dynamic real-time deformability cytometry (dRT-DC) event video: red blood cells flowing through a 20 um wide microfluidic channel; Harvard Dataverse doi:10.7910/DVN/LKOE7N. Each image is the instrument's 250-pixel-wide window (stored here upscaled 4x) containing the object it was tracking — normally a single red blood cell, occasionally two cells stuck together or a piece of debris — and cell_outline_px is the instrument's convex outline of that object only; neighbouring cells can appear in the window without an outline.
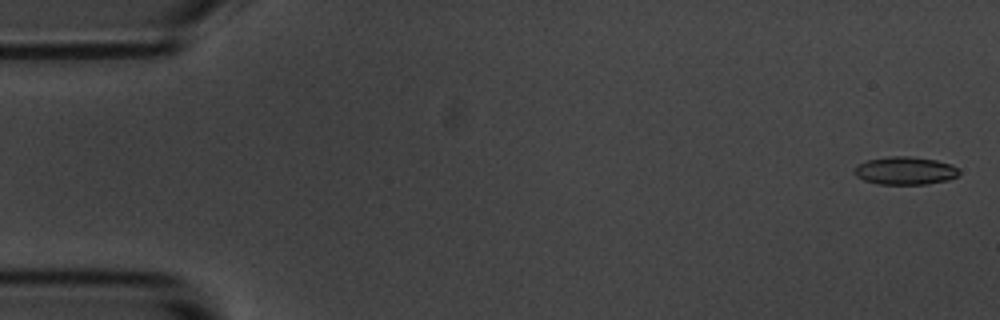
{"species": "common noctule bat (a hibernating species)", "species_latin": "Nyctalus noctula", "temperature_condition": "room temperature", "stored_images_in_passage": 8, "camera_frame_rate_fps": 3000, "um_per_image_px": 0.085, "animal": {"sex": "male", "body_mass_g": 20.1, "forearm_length_mm": 53.5}, "frame": {"image": 1, "passage_image": 1, "time_ms": 0.0, "image_size_px": [1000, 320], "cell_outline_px": [[960, 172], [956, 176], [948, 180], [924, 184], [880, 184], [864, 180], [856, 176], [852, 172], [852, 168], [868, 160], [888, 156], [908, 156], [936, 160], [952, 164]], "centroid_in_image_um": [76.91, 14.5], "position_along_channel_um": 8.1, "area_um2": 16.99}}
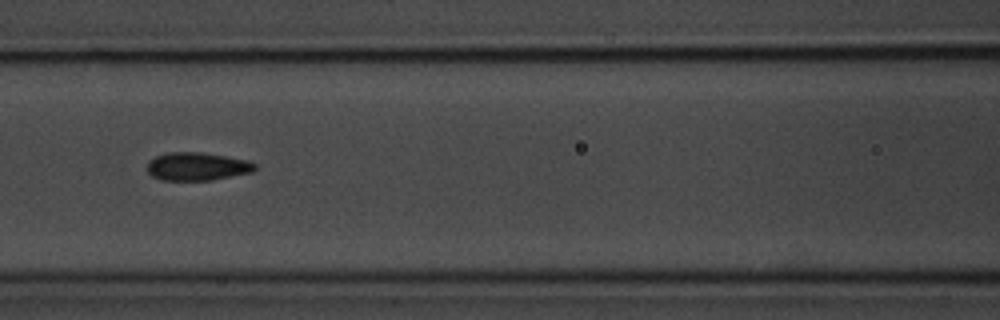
{"frame": {"image": 2, "passage_image": 7, "time_ms": 7.667, "image_size_px": [1000, 320], "cell_outline_px": [[256, 168], [252, 172], [212, 180], [160, 180], [152, 176], [148, 172], [148, 160], [156, 156], [168, 152], [200, 152], [224, 156], [244, 160], [256, 164]], "centroid_in_image_um": [16.72, 14.15], "position_along_channel_um": 149.9, "area_um2": 17.51}}
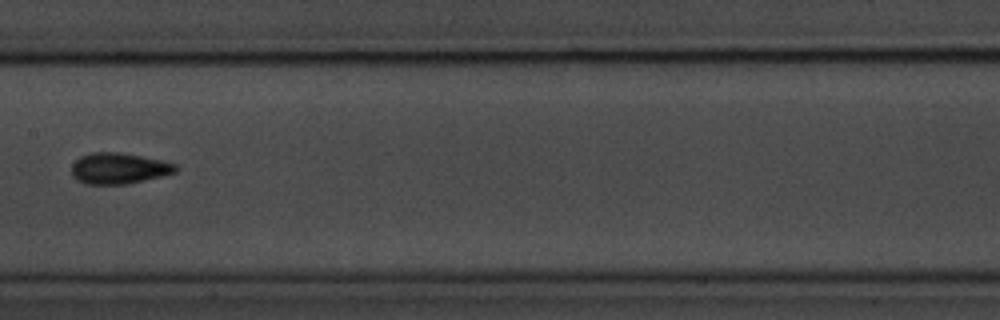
{"frame": {"image": 3, "passage_image": 8, "time_ms": 9.0, "image_size_px": [1000, 320], "cell_outline_px": [[180, 168], [176, 172], [128, 184], [84, 184], [76, 180], [72, 176], [72, 164], [80, 156], [92, 152], [120, 152], [160, 160], [176, 164]], "centroid_in_image_um": [10.08, 14.31], "position_along_channel_um": 197.3, "area_um2": 18.84}}